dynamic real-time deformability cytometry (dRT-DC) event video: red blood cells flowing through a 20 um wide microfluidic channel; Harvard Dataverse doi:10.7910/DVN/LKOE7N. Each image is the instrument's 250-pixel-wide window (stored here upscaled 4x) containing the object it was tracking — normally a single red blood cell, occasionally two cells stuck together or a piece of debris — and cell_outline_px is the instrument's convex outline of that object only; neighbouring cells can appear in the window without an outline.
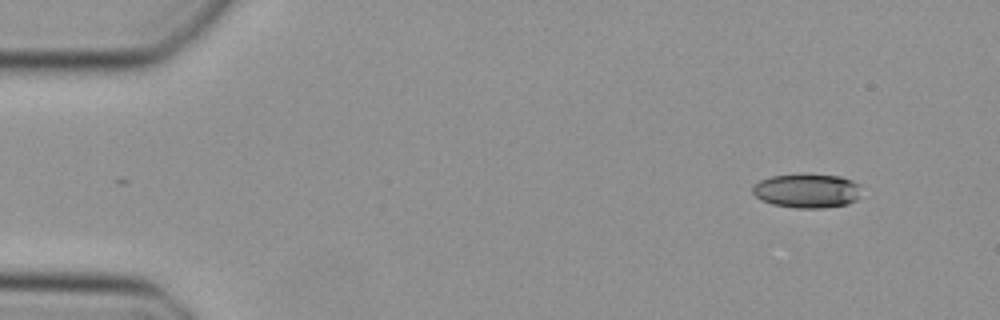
{"species": "Egyptian fruit bat (a non-hibernating species)", "species_latin": "Rousettus aegyptiacus", "temperature_condition": "cold", "stored_images_in_passage": 45, "camera_frame_rate_fps": 3000, "um_per_image_px": 0.085, "animal": {"sex": "female"}, "frame": {"image": 1, "passage_image": 1, "time_ms": 0.0, "image_size_px": [1000, 320], "cell_outline_px": [[860, 184], [856, 200], [848, 204], [824, 208], [796, 208], [772, 204], [760, 200], [752, 192], [752, 184], [760, 180], [772, 176], [840, 176], [852, 180]], "centroid_in_image_um": [68.56, 16.25], "position_along_channel_um": 16.4, "area_um2": 21.21}}
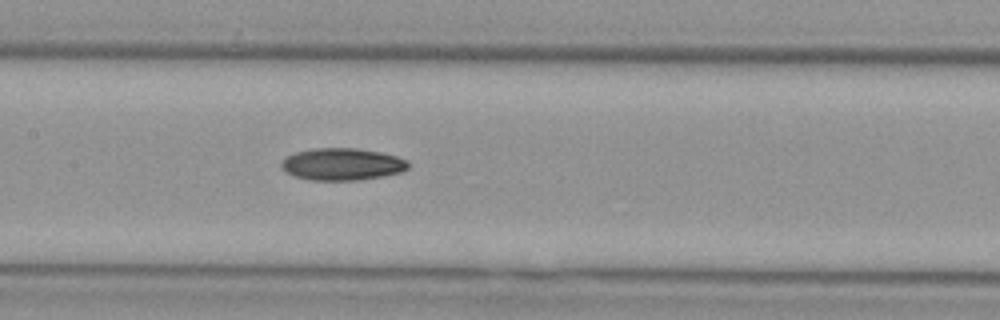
{"frame": {"image": 2, "passage_image": 20, "time_ms": 6.333, "image_size_px": [1000, 320], "cell_outline_px": [[408, 168], [400, 172], [384, 176], [356, 180], [312, 180], [292, 176], [284, 172], [280, 168], [280, 164], [288, 156], [296, 152], [316, 148], [356, 148], [380, 152], [396, 156], [408, 160]], "centroid_in_image_um": [29.06, 13.96], "position_along_channel_um": 178.3, "area_um2": 23.76}}
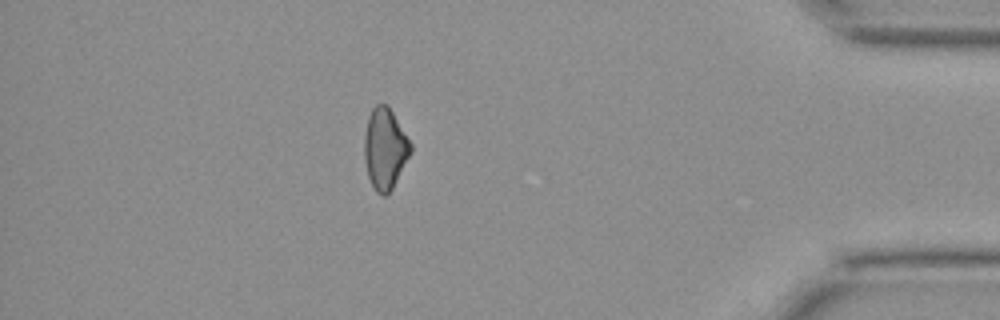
{"frame": {"image": 3, "passage_image": 39, "time_ms": 12.667, "image_size_px": [1000, 320], "cell_outline_px": [[412, 152], [392, 188], [384, 196], [376, 192], [368, 176], [364, 160], [364, 136], [368, 116], [372, 108], [376, 104], [388, 104], [412, 144]], "centroid_in_image_um": [32.72, 12.61], "position_along_channel_um": 402.5, "area_um2": 21.91}}